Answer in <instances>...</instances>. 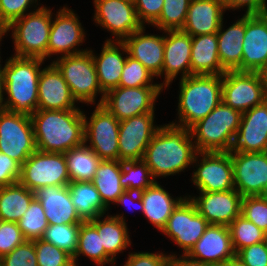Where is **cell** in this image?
<instances>
[{"label": "cell", "instance_id": "cell-1", "mask_svg": "<svg viewBox=\"0 0 267 266\" xmlns=\"http://www.w3.org/2000/svg\"><path fill=\"white\" fill-rule=\"evenodd\" d=\"M190 130L171 123L160 125L145 149L143 161L154 179L181 173L197 154Z\"/></svg>", "mask_w": 267, "mask_h": 266}, {"label": "cell", "instance_id": "cell-2", "mask_svg": "<svg viewBox=\"0 0 267 266\" xmlns=\"http://www.w3.org/2000/svg\"><path fill=\"white\" fill-rule=\"evenodd\" d=\"M31 120L39 151L64 154L84 144V116L80 109H37Z\"/></svg>", "mask_w": 267, "mask_h": 266}, {"label": "cell", "instance_id": "cell-3", "mask_svg": "<svg viewBox=\"0 0 267 266\" xmlns=\"http://www.w3.org/2000/svg\"><path fill=\"white\" fill-rule=\"evenodd\" d=\"M42 58L11 56L3 67L4 93L2 109L32 115L38 106V79ZM5 100V101H4Z\"/></svg>", "mask_w": 267, "mask_h": 266}, {"label": "cell", "instance_id": "cell-4", "mask_svg": "<svg viewBox=\"0 0 267 266\" xmlns=\"http://www.w3.org/2000/svg\"><path fill=\"white\" fill-rule=\"evenodd\" d=\"M179 83V123H170L189 129L222 101V75H191Z\"/></svg>", "mask_w": 267, "mask_h": 266}, {"label": "cell", "instance_id": "cell-5", "mask_svg": "<svg viewBox=\"0 0 267 266\" xmlns=\"http://www.w3.org/2000/svg\"><path fill=\"white\" fill-rule=\"evenodd\" d=\"M242 113L221 101L205 118L189 130L198 152H230Z\"/></svg>", "mask_w": 267, "mask_h": 266}, {"label": "cell", "instance_id": "cell-6", "mask_svg": "<svg viewBox=\"0 0 267 266\" xmlns=\"http://www.w3.org/2000/svg\"><path fill=\"white\" fill-rule=\"evenodd\" d=\"M23 17L14 20L8 27L12 30L14 56L37 57L47 60V47L52 25V11L40 6Z\"/></svg>", "mask_w": 267, "mask_h": 266}, {"label": "cell", "instance_id": "cell-7", "mask_svg": "<svg viewBox=\"0 0 267 266\" xmlns=\"http://www.w3.org/2000/svg\"><path fill=\"white\" fill-rule=\"evenodd\" d=\"M61 72L71 94L78 103L95 104L97 94H101L98 104H103L105 93L101 90L95 64L90 49L53 60Z\"/></svg>", "mask_w": 267, "mask_h": 266}, {"label": "cell", "instance_id": "cell-8", "mask_svg": "<svg viewBox=\"0 0 267 266\" xmlns=\"http://www.w3.org/2000/svg\"><path fill=\"white\" fill-rule=\"evenodd\" d=\"M36 150L31 116L0 108V152L22 165Z\"/></svg>", "mask_w": 267, "mask_h": 266}, {"label": "cell", "instance_id": "cell-9", "mask_svg": "<svg viewBox=\"0 0 267 266\" xmlns=\"http://www.w3.org/2000/svg\"><path fill=\"white\" fill-rule=\"evenodd\" d=\"M19 182L30 191L49 186H67L70 178L63 153L36 150L21 165Z\"/></svg>", "mask_w": 267, "mask_h": 266}, {"label": "cell", "instance_id": "cell-10", "mask_svg": "<svg viewBox=\"0 0 267 266\" xmlns=\"http://www.w3.org/2000/svg\"><path fill=\"white\" fill-rule=\"evenodd\" d=\"M84 116V144L101 160H118L120 121L102 104H96L90 119Z\"/></svg>", "mask_w": 267, "mask_h": 266}, {"label": "cell", "instance_id": "cell-11", "mask_svg": "<svg viewBox=\"0 0 267 266\" xmlns=\"http://www.w3.org/2000/svg\"><path fill=\"white\" fill-rule=\"evenodd\" d=\"M199 157L201 159L197 160ZM193 163L198 165L191 179L199 191L220 192L235 189L230 152H197Z\"/></svg>", "mask_w": 267, "mask_h": 266}, {"label": "cell", "instance_id": "cell-12", "mask_svg": "<svg viewBox=\"0 0 267 266\" xmlns=\"http://www.w3.org/2000/svg\"><path fill=\"white\" fill-rule=\"evenodd\" d=\"M209 223L198 213L195 204L185 198L173 210L162 233L168 236L187 255L204 234Z\"/></svg>", "mask_w": 267, "mask_h": 266}, {"label": "cell", "instance_id": "cell-13", "mask_svg": "<svg viewBox=\"0 0 267 266\" xmlns=\"http://www.w3.org/2000/svg\"><path fill=\"white\" fill-rule=\"evenodd\" d=\"M164 88L162 86H143L136 88H114L105 94L103 106L119 121L155 112L156 99Z\"/></svg>", "mask_w": 267, "mask_h": 266}, {"label": "cell", "instance_id": "cell-14", "mask_svg": "<svg viewBox=\"0 0 267 266\" xmlns=\"http://www.w3.org/2000/svg\"><path fill=\"white\" fill-rule=\"evenodd\" d=\"M266 100L259 72L226 71L222 75V101L246 112Z\"/></svg>", "mask_w": 267, "mask_h": 266}, {"label": "cell", "instance_id": "cell-15", "mask_svg": "<svg viewBox=\"0 0 267 266\" xmlns=\"http://www.w3.org/2000/svg\"><path fill=\"white\" fill-rule=\"evenodd\" d=\"M234 187L244 196L267 195V152L230 151Z\"/></svg>", "mask_w": 267, "mask_h": 266}, {"label": "cell", "instance_id": "cell-16", "mask_svg": "<svg viewBox=\"0 0 267 266\" xmlns=\"http://www.w3.org/2000/svg\"><path fill=\"white\" fill-rule=\"evenodd\" d=\"M155 113L149 112L120 121L119 161L142 160L145 149L160 126L154 124Z\"/></svg>", "mask_w": 267, "mask_h": 266}, {"label": "cell", "instance_id": "cell-17", "mask_svg": "<svg viewBox=\"0 0 267 266\" xmlns=\"http://www.w3.org/2000/svg\"><path fill=\"white\" fill-rule=\"evenodd\" d=\"M95 6L94 21L111 32L115 41H123L132 33L140 30L135 4L126 0H93Z\"/></svg>", "mask_w": 267, "mask_h": 266}, {"label": "cell", "instance_id": "cell-18", "mask_svg": "<svg viewBox=\"0 0 267 266\" xmlns=\"http://www.w3.org/2000/svg\"><path fill=\"white\" fill-rule=\"evenodd\" d=\"M50 29L49 43L47 47V58L52 55L61 54L60 57L84 52L79 49L85 41V31L76 13L64 6L56 12Z\"/></svg>", "mask_w": 267, "mask_h": 266}, {"label": "cell", "instance_id": "cell-19", "mask_svg": "<svg viewBox=\"0 0 267 266\" xmlns=\"http://www.w3.org/2000/svg\"><path fill=\"white\" fill-rule=\"evenodd\" d=\"M198 197L187 196L195 204L197 211L209 224L229 226L241 215L243 196L236 190L201 192Z\"/></svg>", "mask_w": 267, "mask_h": 266}, {"label": "cell", "instance_id": "cell-20", "mask_svg": "<svg viewBox=\"0 0 267 266\" xmlns=\"http://www.w3.org/2000/svg\"><path fill=\"white\" fill-rule=\"evenodd\" d=\"M164 33V63L160 76L164 75L161 86L166 89L179 73L180 79L191 76L192 36L182 30H166Z\"/></svg>", "mask_w": 267, "mask_h": 266}, {"label": "cell", "instance_id": "cell-21", "mask_svg": "<svg viewBox=\"0 0 267 266\" xmlns=\"http://www.w3.org/2000/svg\"><path fill=\"white\" fill-rule=\"evenodd\" d=\"M242 71L260 72L267 65V13L245 14Z\"/></svg>", "mask_w": 267, "mask_h": 266}, {"label": "cell", "instance_id": "cell-22", "mask_svg": "<svg viewBox=\"0 0 267 266\" xmlns=\"http://www.w3.org/2000/svg\"><path fill=\"white\" fill-rule=\"evenodd\" d=\"M187 255L213 266L236 257L228 226L209 224Z\"/></svg>", "mask_w": 267, "mask_h": 266}, {"label": "cell", "instance_id": "cell-23", "mask_svg": "<svg viewBox=\"0 0 267 266\" xmlns=\"http://www.w3.org/2000/svg\"><path fill=\"white\" fill-rule=\"evenodd\" d=\"M231 151L267 152V99L242 113Z\"/></svg>", "mask_w": 267, "mask_h": 266}, {"label": "cell", "instance_id": "cell-24", "mask_svg": "<svg viewBox=\"0 0 267 266\" xmlns=\"http://www.w3.org/2000/svg\"><path fill=\"white\" fill-rule=\"evenodd\" d=\"M75 103L77 102L58 68L52 62L49 66L42 68L38 79L37 109H80Z\"/></svg>", "mask_w": 267, "mask_h": 266}, {"label": "cell", "instance_id": "cell-25", "mask_svg": "<svg viewBox=\"0 0 267 266\" xmlns=\"http://www.w3.org/2000/svg\"><path fill=\"white\" fill-rule=\"evenodd\" d=\"M145 26L126 37L128 55L141 62L156 78L160 77L164 63V35L145 34Z\"/></svg>", "mask_w": 267, "mask_h": 266}, {"label": "cell", "instance_id": "cell-26", "mask_svg": "<svg viewBox=\"0 0 267 266\" xmlns=\"http://www.w3.org/2000/svg\"><path fill=\"white\" fill-rule=\"evenodd\" d=\"M114 39L105 40L106 42H104L98 56L93 53L92 49L90 50L99 85L105 94L119 86L121 73L126 62V56L123 57V53H128L125 44L122 41H115Z\"/></svg>", "mask_w": 267, "mask_h": 266}, {"label": "cell", "instance_id": "cell-27", "mask_svg": "<svg viewBox=\"0 0 267 266\" xmlns=\"http://www.w3.org/2000/svg\"><path fill=\"white\" fill-rule=\"evenodd\" d=\"M35 197L44 209L48 225L83 222L71 201L68 186L43 187L35 192Z\"/></svg>", "mask_w": 267, "mask_h": 266}, {"label": "cell", "instance_id": "cell-28", "mask_svg": "<svg viewBox=\"0 0 267 266\" xmlns=\"http://www.w3.org/2000/svg\"><path fill=\"white\" fill-rule=\"evenodd\" d=\"M225 11L223 0H191L181 30L192 37L217 33Z\"/></svg>", "mask_w": 267, "mask_h": 266}, {"label": "cell", "instance_id": "cell-29", "mask_svg": "<svg viewBox=\"0 0 267 266\" xmlns=\"http://www.w3.org/2000/svg\"><path fill=\"white\" fill-rule=\"evenodd\" d=\"M223 22L217 32L220 63L226 71H242L245 14L226 30L223 29Z\"/></svg>", "mask_w": 267, "mask_h": 266}, {"label": "cell", "instance_id": "cell-30", "mask_svg": "<svg viewBox=\"0 0 267 266\" xmlns=\"http://www.w3.org/2000/svg\"><path fill=\"white\" fill-rule=\"evenodd\" d=\"M139 195L143 203V214L160 231L166 226L173 210L185 198H173L157 181L139 192Z\"/></svg>", "mask_w": 267, "mask_h": 266}, {"label": "cell", "instance_id": "cell-31", "mask_svg": "<svg viewBox=\"0 0 267 266\" xmlns=\"http://www.w3.org/2000/svg\"><path fill=\"white\" fill-rule=\"evenodd\" d=\"M218 55L217 33L192 37L191 75H223Z\"/></svg>", "mask_w": 267, "mask_h": 266}, {"label": "cell", "instance_id": "cell-32", "mask_svg": "<svg viewBox=\"0 0 267 266\" xmlns=\"http://www.w3.org/2000/svg\"><path fill=\"white\" fill-rule=\"evenodd\" d=\"M106 215L104 218L99 216L89 222L97 229L98 234H101L105 252L115 262L116 255L126 250L131 240L123 214Z\"/></svg>", "mask_w": 267, "mask_h": 266}, {"label": "cell", "instance_id": "cell-33", "mask_svg": "<svg viewBox=\"0 0 267 266\" xmlns=\"http://www.w3.org/2000/svg\"><path fill=\"white\" fill-rule=\"evenodd\" d=\"M71 201L83 221L104 216L109 209L103 204L92 181L70 182L68 185Z\"/></svg>", "mask_w": 267, "mask_h": 266}, {"label": "cell", "instance_id": "cell-34", "mask_svg": "<svg viewBox=\"0 0 267 266\" xmlns=\"http://www.w3.org/2000/svg\"><path fill=\"white\" fill-rule=\"evenodd\" d=\"M122 162L119 160H101L96 174L92 180L99 192L103 204L109 209L110 203H115L118 197L125 191L120 185Z\"/></svg>", "mask_w": 267, "mask_h": 266}, {"label": "cell", "instance_id": "cell-35", "mask_svg": "<svg viewBox=\"0 0 267 266\" xmlns=\"http://www.w3.org/2000/svg\"><path fill=\"white\" fill-rule=\"evenodd\" d=\"M34 198L35 192L19 181L0 187V220L18 222Z\"/></svg>", "mask_w": 267, "mask_h": 266}, {"label": "cell", "instance_id": "cell-36", "mask_svg": "<svg viewBox=\"0 0 267 266\" xmlns=\"http://www.w3.org/2000/svg\"><path fill=\"white\" fill-rule=\"evenodd\" d=\"M70 182L92 181L101 159L87 144L64 153Z\"/></svg>", "mask_w": 267, "mask_h": 266}, {"label": "cell", "instance_id": "cell-37", "mask_svg": "<svg viewBox=\"0 0 267 266\" xmlns=\"http://www.w3.org/2000/svg\"><path fill=\"white\" fill-rule=\"evenodd\" d=\"M81 255L88 257L97 266H104L108 263L115 266V262L105 252L101 234H98L97 229L89 221L80 223L77 250L73 257L75 266H78L76 263Z\"/></svg>", "mask_w": 267, "mask_h": 266}, {"label": "cell", "instance_id": "cell-38", "mask_svg": "<svg viewBox=\"0 0 267 266\" xmlns=\"http://www.w3.org/2000/svg\"><path fill=\"white\" fill-rule=\"evenodd\" d=\"M120 185L128 191L141 192L151 187L156 180L143 160L122 161Z\"/></svg>", "mask_w": 267, "mask_h": 266}, {"label": "cell", "instance_id": "cell-39", "mask_svg": "<svg viewBox=\"0 0 267 266\" xmlns=\"http://www.w3.org/2000/svg\"><path fill=\"white\" fill-rule=\"evenodd\" d=\"M228 229L236 253L247 246L265 241L267 234L242 215L236 217Z\"/></svg>", "mask_w": 267, "mask_h": 266}, {"label": "cell", "instance_id": "cell-40", "mask_svg": "<svg viewBox=\"0 0 267 266\" xmlns=\"http://www.w3.org/2000/svg\"><path fill=\"white\" fill-rule=\"evenodd\" d=\"M17 223L25 240L35 241L43 237L48 222L44 209L36 197Z\"/></svg>", "mask_w": 267, "mask_h": 266}, {"label": "cell", "instance_id": "cell-41", "mask_svg": "<svg viewBox=\"0 0 267 266\" xmlns=\"http://www.w3.org/2000/svg\"><path fill=\"white\" fill-rule=\"evenodd\" d=\"M80 224L48 225L41 239L75 256Z\"/></svg>", "mask_w": 267, "mask_h": 266}, {"label": "cell", "instance_id": "cell-42", "mask_svg": "<svg viewBox=\"0 0 267 266\" xmlns=\"http://www.w3.org/2000/svg\"><path fill=\"white\" fill-rule=\"evenodd\" d=\"M191 0H164L159 18L152 24L160 31L181 30L188 13Z\"/></svg>", "mask_w": 267, "mask_h": 266}, {"label": "cell", "instance_id": "cell-43", "mask_svg": "<svg viewBox=\"0 0 267 266\" xmlns=\"http://www.w3.org/2000/svg\"><path fill=\"white\" fill-rule=\"evenodd\" d=\"M154 78L155 76L149 72L141 62L135 60L126 53V62L119 81L120 87L136 88L143 86H161V84H153Z\"/></svg>", "mask_w": 267, "mask_h": 266}, {"label": "cell", "instance_id": "cell-44", "mask_svg": "<svg viewBox=\"0 0 267 266\" xmlns=\"http://www.w3.org/2000/svg\"><path fill=\"white\" fill-rule=\"evenodd\" d=\"M38 266H75L73 257L43 239L35 240Z\"/></svg>", "mask_w": 267, "mask_h": 266}, {"label": "cell", "instance_id": "cell-45", "mask_svg": "<svg viewBox=\"0 0 267 266\" xmlns=\"http://www.w3.org/2000/svg\"><path fill=\"white\" fill-rule=\"evenodd\" d=\"M241 215L267 233V195L244 196Z\"/></svg>", "mask_w": 267, "mask_h": 266}, {"label": "cell", "instance_id": "cell-46", "mask_svg": "<svg viewBox=\"0 0 267 266\" xmlns=\"http://www.w3.org/2000/svg\"><path fill=\"white\" fill-rule=\"evenodd\" d=\"M2 266H38L35 241H24L10 253L2 256Z\"/></svg>", "mask_w": 267, "mask_h": 266}, {"label": "cell", "instance_id": "cell-47", "mask_svg": "<svg viewBox=\"0 0 267 266\" xmlns=\"http://www.w3.org/2000/svg\"><path fill=\"white\" fill-rule=\"evenodd\" d=\"M37 2V3H36ZM33 4L38 5L37 0H0V24L8 27L14 20L28 14L26 11Z\"/></svg>", "mask_w": 267, "mask_h": 266}, {"label": "cell", "instance_id": "cell-48", "mask_svg": "<svg viewBox=\"0 0 267 266\" xmlns=\"http://www.w3.org/2000/svg\"><path fill=\"white\" fill-rule=\"evenodd\" d=\"M25 240L17 222L0 220V256H4Z\"/></svg>", "mask_w": 267, "mask_h": 266}, {"label": "cell", "instance_id": "cell-49", "mask_svg": "<svg viewBox=\"0 0 267 266\" xmlns=\"http://www.w3.org/2000/svg\"><path fill=\"white\" fill-rule=\"evenodd\" d=\"M236 257L246 266H267V243L263 241L240 249Z\"/></svg>", "mask_w": 267, "mask_h": 266}, {"label": "cell", "instance_id": "cell-50", "mask_svg": "<svg viewBox=\"0 0 267 266\" xmlns=\"http://www.w3.org/2000/svg\"><path fill=\"white\" fill-rule=\"evenodd\" d=\"M170 254L163 252H129L128 259L123 266H169Z\"/></svg>", "mask_w": 267, "mask_h": 266}, {"label": "cell", "instance_id": "cell-51", "mask_svg": "<svg viewBox=\"0 0 267 266\" xmlns=\"http://www.w3.org/2000/svg\"><path fill=\"white\" fill-rule=\"evenodd\" d=\"M134 4L138 19L145 26V22L152 25L159 18L164 0H136Z\"/></svg>", "mask_w": 267, "mask_h": 266}, {"label": "cell", "instance_id": "cell-52", "mask_svg": "<svg viewBox=\"0 0 267 266\" xmlns=\"http://www.w3.org/2000/svg\"><path fill=\"white\" fill-rule=\"evenodd\" d=\"M21 165L0 152V187L8 186L19 181Z\"/></svg>", "mask_w": 267, "mask_h": 266}, {"label": "cell", "instance_id": "cell-53", "mask_svg": "<svg viewBox=\"0 0 267 266\" xmlns=\"http://www.w3.org/2000/svg\"><path fill=\"white\" fill-rule=\"evenodd\" d=\"M226 10H238L245 6V14H264L267 13L266 0H223Z\"/></svg>", "mask_w": 267, "mask_h": 266}, {"label": "cell", "instance_id": "cell-54", "mask_svg": "<svg viewBox=\"0 0 267 266\" xmlns=\"http://www.w3.org/2000/svg\"><path fill=\"white\" fill-rule=\"evenodd\" d=\"M137 201V202H136ZM138 204V207L133 206L137 209H140L143 212V203H142V199L139 195V192H133V191H128L125 190L117 199L116 203L119 205H134L135 203Z\"/></svg>", "mask_w": 267, "mask_h": 266}, {"label": "cell", "instance_id": "cell-55", "mask_svg": "<svg viewBox=\"0 0 267 266\" xmlns=\"http://www.w3.org/2000/svg\"><path fill=\"white\" fill-rule=\"evenodd\" d=\"M169 266H213L210 264L202 263L200 261L190 258L188 255L182 254L179 258L177 255H170Z\"/></svg>", "mask_w": 267, "mask_h": 266}, {"label": "cell", "instance_id": "cell-56", "mask_svg": "<svg viewBox=\"0 0 267 266\" xmlns=\"http://www.w3.org/2000/svg\"><path fill=\"white\" fill-rule=\"evenodd\" d=\"M1 62V61H0ZM4 74H3V67L0 63V108H2L3 99L5 98L4 93Z\"/></svg>", "mask_w": 267, "mask_h": 266}, {"label": "cell", "instance_id": "cell-57", "mask_svg": "<svg viewBox=\"0 0 267 266\" xmlns=\"http://www.w3.org/2000/svg\"><path fill=\"white\" fill-rule=\"evenodd\" d=\"M267 99V65L259 72Z\"/></svg>", "mask_w": 267, "mask_h": 266}, {"label": "cell", "instance_id": "cell-58", "mask_svg": "<svg viewBox=\"0 0 267 266\" xmlns=\"http://www.w3.org/2000/svg\"><path fill=\"white\" fill-rule=\"evenodd\" d=\"M219 266H246L237 257L225 261Z\"/></svg>", "mask_w": 267, "mask_h": 266}, {"label": "cell", "instance_id": "cell-59", "mask_svg": "<svg viewBox=\"0 0 267 266\" xmlns=\"http://www.w3.org/2000/svg\"><path fill=\"white\" fill-rule=\"evenodd\" d=\"M8 33L7 27L5 25L0 24V42L2 41V37ZM1 44V43H0ZM1 61V56H0Z\"/></svg>", "mask_w": 267, "mask_h": 266}, {"label": "cell", "instance_id": "cell-60", "mask_svg": "<svg viewBox=\"0 0 267 266\" xmlns=\"http://www.w3.org/2000/svg\"><path fill=\"white\" fill-rule=\"evenodd\" d=\"M126 1H129V2H132V3L136 2V0H126Z\"/></svg>", "mask_w": 267, "mask_h": 266}, {"label": "cell", "instance_id": "cell-61", "mask_svg": "<svg viewBox=\"0 0 267 266\" xmlns=\"http://www.w3.org/2000/svg\"><path fill=\"white\" fill-rule=\"evenodd\" d=\"M0 266H2V257L0 256Z\"/></svg>", "mask_w": 267, "mask_h": 266}]
</instances>
